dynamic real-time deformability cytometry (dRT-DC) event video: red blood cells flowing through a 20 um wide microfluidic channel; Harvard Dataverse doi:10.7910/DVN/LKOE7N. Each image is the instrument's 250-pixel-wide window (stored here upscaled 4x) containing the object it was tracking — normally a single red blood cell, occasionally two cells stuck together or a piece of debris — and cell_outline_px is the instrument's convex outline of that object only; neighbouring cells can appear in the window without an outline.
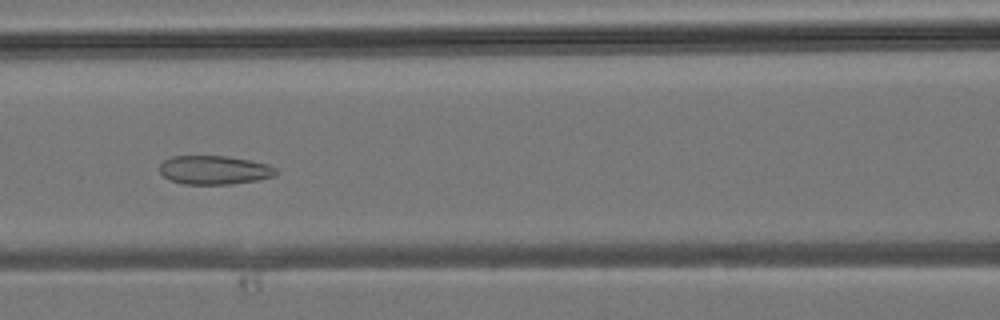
{"species": "common noctule bat (a hibernating species)", "species_latin": "Nyctalus noctula", "temperature_condition": "room temperature", "stored_images_in_passage": 36, "camera_frame_rate_fps": 3000, "um_per_image_px": 0.085, "animal": {"sex": "male", "body_mass_g": 19.2, "forearm_length_mm": 51.8}, "frame": {"image": 1, "passage_image": 16, "time_ms": 5.0, "image_size_px": [1000, 320], "cell_outline_px": [[276, 176], [256, 180], [232, 184], [184, 184], [168, 180], [160, 172], [160, 164], [164, 160], [172, 156], [224, 156], [248, 160], [268, 164], [276, 168]], "centroid_in_image_um": [18.2, 14.45], "position_along_channel_um": 148.4, "area_um2": 19.48}}
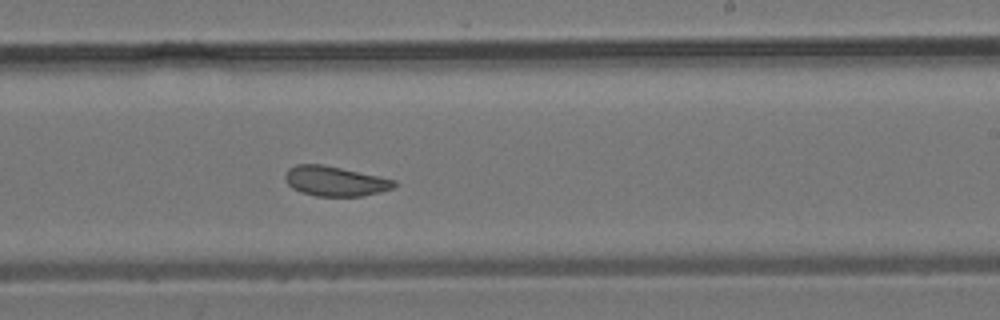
{"frame": {"image": 2, "passage_image": 22, "time_ms": 7.0, "image_size_px": [1000, 320], "cell_outline_px": [[396, 184], [392, 188], [380, 192], [360, 196], [316, 196], [300, 192], [292, 188], [288, 184], [284, 176], [288, 168], [296, 164], [324, 164], [396, 180]], "centroid_in_image_um": [28.44, 15.39], "position_along_channel_um": 260.6, "area_um2": 18.96}}
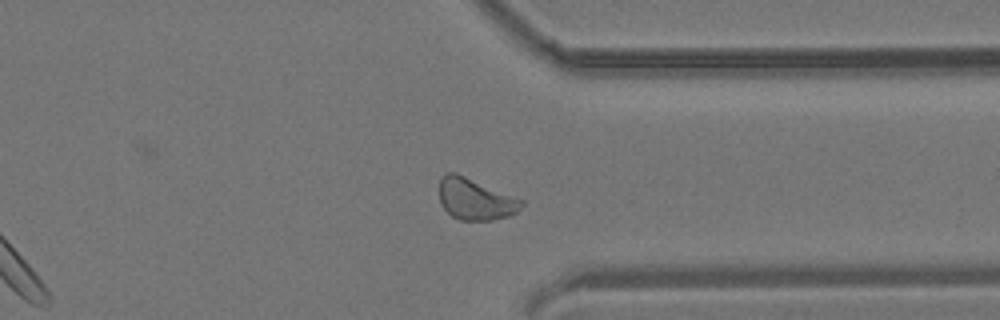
{"frame": {"image": 3, "passage_image": 28, "time_ms": 9.0, "image_size_px": [1000, 320], "cell_outline_px": [[524, 204], [516, 212], [508, 216], [492, 220], [460, 220], [452, 216], [440, 204], [440, 180], [448, 172], [456, 172], [524, 200]], "centroid_in_image_um": [40.41, 16.93], "position_along_channel_um": 371.0, "area_um2": 19.77}}